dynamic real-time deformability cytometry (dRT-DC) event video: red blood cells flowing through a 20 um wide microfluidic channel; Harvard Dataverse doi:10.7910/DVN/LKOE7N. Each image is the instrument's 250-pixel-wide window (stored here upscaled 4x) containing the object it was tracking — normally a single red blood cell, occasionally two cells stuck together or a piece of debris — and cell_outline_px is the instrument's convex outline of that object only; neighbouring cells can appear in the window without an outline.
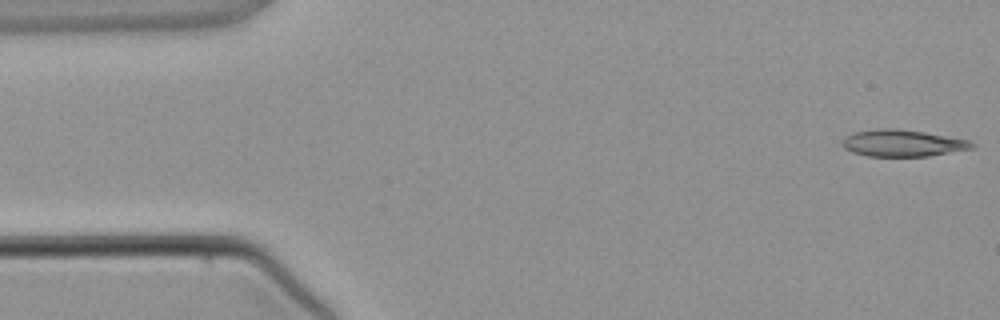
{"species": "common noctule bat (a hibernating species)", "species_latin": "Nyctalus noctula", "temperature_condition": "warm", "stored_images_in_passage": 4, "camera_frame_rate_fps": 3000, "um_per_image_px": 0.085, "animal": {"sex": "male", "body_mass_g": 21.5, "forearm_length_mm": 52.0}, "frame": {"image": 1, "passage_image": 1, "time_ms": 0.0, "image_size_px": [1000, 320], "cell_outline_px": [[976, 144], [972, 148], [928, 156], [868, 156], [852, 152], [844, 148], [844, 136], [856, 132], [876, 128], [896, 128], [924, 132], [968, 140]], "centroid_in_image_um": [76.7, 12.16], "position_along_channel_um": 8.3, "area_um2": 20.0}}
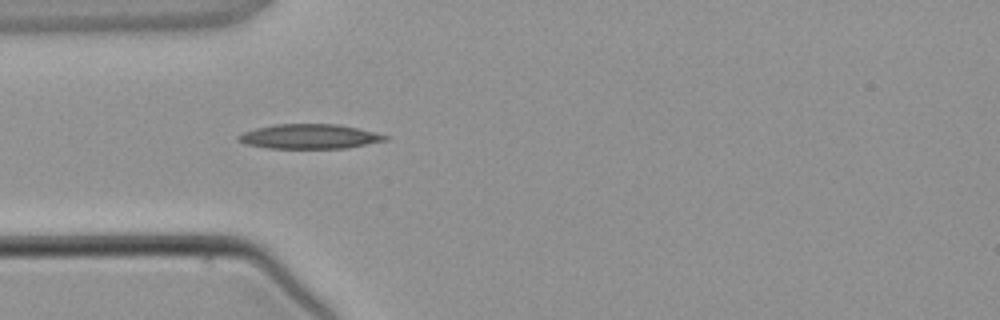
{"frame": {"image": 2, "passage_image": 4, "time_ms": 3.667, "image_size_px": [1000, 320], "cell_outline_px": [[388, 140], [348, 148], [268, 148], [244, 144], [236, 140], [236, 136], [244, 132], [256, 128], [276, 124], [336, 124], [376, 132], [388, 136]], "centroid_in_image_um": [26.29, 11.6], "position_along_channel_um": 58.7, "area_um2": 21.1}}